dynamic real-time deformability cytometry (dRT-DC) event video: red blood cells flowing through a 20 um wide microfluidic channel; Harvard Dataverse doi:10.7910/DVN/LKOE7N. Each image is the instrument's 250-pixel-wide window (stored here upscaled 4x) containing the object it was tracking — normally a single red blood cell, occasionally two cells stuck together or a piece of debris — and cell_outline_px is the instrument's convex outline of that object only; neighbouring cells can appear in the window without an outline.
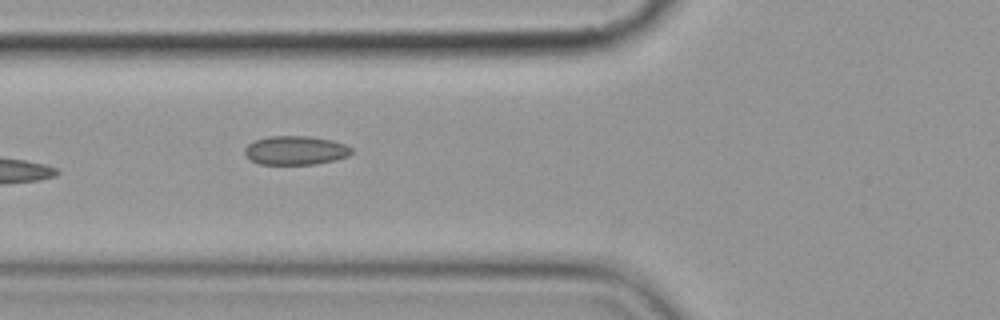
{"species": "common noctule bat (a hibernating species)", "species_latin": "Nyctalus noctula", "temperature_condition": "cold", "stored_images_in_passage": 16, "camera_frame_rate_fps": 3000, "um_per_image_px": 0.085, "animal": {"sex": "female", "body_mass_g": 19.9}, "frame": {"image": 1, "passage_image": 7, "time_ms": 7.667, "image_size_px": [1000, 320], "cell_outline_px": [[352, 152], [348, 156], [336, 160], [316, 164], [260, 164], [244, 156], [244, 148], [248, 144], [256, 140], [268, 136], [308, 136], [332, 140], [344, 144], [352, 148]], "centroid_in_image_um": [25.11, 12.78], "position_along_channel_um": 100.7, "area_um2": 18.03}}
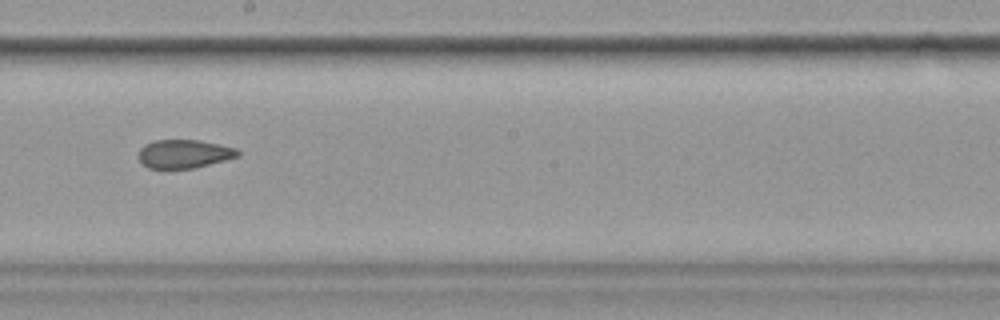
{"frame": {"image": 2, "passage_image": 10, "time_ms": 11.333, "image_size_px": [1000, 320], "cell_outline_px": [[240, 156], [192, 168], [168, 172], [148, 168], [140, 160], [140, 148], [144, 144], [156, 140], [200, 140], [220, 144], [236, 148], [240, 152]], "centroid_in_image_um": [15.62, 13.11], "position_along_channel_um": 232.6, "area_um2": 16.94}, "authors_computed_cell_mechanics": {"area_um2": 19.2763, "velocity_mm_per_s": 3.6121, "shape_relaxation_time_tau1_ms": 10.8266, "shape_relaxation_time_tau2_ms": 2.8426, "deformation_change_tau1": 0.1131, "deformation_change_tau2": 0.0789}}